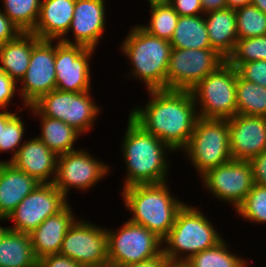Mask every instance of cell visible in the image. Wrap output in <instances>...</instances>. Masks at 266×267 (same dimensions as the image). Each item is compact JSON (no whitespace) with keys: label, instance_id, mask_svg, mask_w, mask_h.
<instances>
[{"label":"cell","instance_id":"cell-30","mask_svg":"<svg viewBox=\"0 0 266 267\" xmlns=\"http://www.w3.org/2000/svg\"><path fill=\"white\" fill-rule=\"evenodd\" d=\"M149 22L140 26L149 34L170 41L177 26L179 14L169 3L148 4Z\"/></svg>","mask_w":266,"mask_h":267},{"label":"cell","instance_id":"cell-19","mask_svg":"<svg viewBox=\"0 0 266 267\" xmlns=\"http://www.w3.org/2000/svg\"><path fill=\"white\" fill-rule=\"evenodd\" d=\"M57 158L58 156L35 135L29 140L25 139L10 163L40 183H53Z\"/></svg>","mask_w":266,"mask_h":267},{"label":"cell","instance_id":"cell-27","mask_svg":"<svg viewBox=\"0 0 266 267\" xmlns=\"http://www.w3.org/2000/svg\"><path fill=\"white\" fill-rule=\"evenodd\" d=\"M170 43L172 49H211L204 14L179 16Z\"/></svg>","mask_w":266,"mask_h":267},{"label":"cell","instance_id":"cell-10","mask_svg":"<svg viewBox=\"0 0 266 267\" xmlns=\"http://www.w3.org/2000/svg\"><path fill=\"white\" fill-rule=\"evenodd\" d=\"M91 154L87 148L59 155L53 184L69 199L72 190L87 192L109 175L112 166ZM105 177V178H104ZM73 188V189H72Z\"/></svg>","mask_w":266,"mask_h":267},{"label":"cell","instance_id":"cell-39","mask_svg":"<svg viewBox=\"0 0 266 267\" xmlns=\"http://www.w3.org/2000/svg\"><path fill=\"white\" fill-rule=\"evenodd\" d=\"M21 30L0 9V45L14 40Z\"/></svg>","mask_w":266,"mask_h":267},{"label":"cell","instance_id":"cell-44","mask_svg":"<svg viewBox=\"0 0 266 267\" xmlns=\"http://www.w3.org/2000/svg\"><path fill=\"white\" fill-rule=\"evenodd\" d=\"M18 106V110L11 112L8 109H0V135H1V125H6V123L19 111L26 110V106L22 104V107Z\"/></svg>","mask_w":266,"mask_h":267},{"label":"cell","instance_id":"cell-12","mask_svg":"<svg viewBox=\"0 0 266 267\" xmlns=\"http://www.w3.org/2000/svg\"><path fill=\"white\" fill-rule=\"evenodd\" d=\"M226 59L214 49H172L167 68V89L191 91Z\"/></svg>","mask_w":266,"mask_h":267},{"label":"cell","instance_id":"cell-3","mask_svg":"<svg viewBox=\"0 0 266 267\" xmlns=\"http://www.w3.org/2000/svg\"><path fill=\"white\" fill-rule=\"evenodd\" d=\"M169 185V181L139 184L120 191L126 211L132 214L128 220L144 226L161 240L167 236L185 204L171 192Z\"/></svg>","mask_w":266,"mask_h":267},{"label":"cell","instance_id":"cell-40","mask_svg":"<svg viewBox=\"0 0 266 267\" xmlns=\"http://www.w3.org/2000/svg\"><path fill=\"white\" fill-rule=\"evenodd\" d=\"M253 170L254 184L266 186V150L250 161Z\"/></svg>","mask_w":266,"mask_h":267},{"label":"cell","instance_id":"cell-1","mask_svg":"<svg viewBox=\"0 0 266 267\" xmlns=\"http://www.w3.org/2000/svg\"><path fill=\"white\" fill-rule=\"evenodd\" d=\"M147 93L146 103L133 105L129 116L174 152L183 151L199 118L191 91L159 89Z\"/></svg>","mask_w":266,"mask_h":267},{"label":"cell","instance_id":"cell-41","mask_svg":"<svg viewBox=\"0 0 266 267\" xmlns=\"http://www.w3.org/2000/svg\"><path fill=\"white\" fill-rule=\"evenodd\" d=\"M38 267H82L76 261L61 254H52L42 257Z\"/></svg>","mask_w":266,"mask_h":267},{"label":"cell","instance_id":"cell-18","mask_svg":"<svg viewBox=\"0 0 266 267\" xmlns=\"http://www.w3.org/2000/svg\"><path fill=\"white\" fill-rule=\"evenodd\" d=\"M227 120L233 160L250 161L266 150V117L236 114Z\"/></svg>","mask_w":266,"mask_h":267},{"label":"cell","instance_id":"cell-42","mask_svg":"<svg viewBox=\"0 0 266 267\" xmlns=\"http://www.w3.org/2000/svg\"><path fill=\"white\" fill-rule=\"evenodd\" d=\"M167 261L168 258L163 253H161L159 256L153 259L144 262L131 263L121 267H165Z\"/></svg>","mask_w":266,"mask_h":267},{"label":"cell","instance_id":"cell-45","mask_svg":"<svg viewBox=\"0 0 266 267\" xmlns=\"http://www.w3.org/2000/svg\"><path fill=\"white\" fill-rule=\"evenodd\" d=\"M7 221L10 222L9 215H1L0 214V222L6 223ZM11 231H12V227L10 225L7 227L0 225V240H2L3 237L7 236Z\"/></svg>","mask_w":266,"mask_h":267},{"label":"cell","instance_id":"cell-34","mask_svg":"<svg viewBox=\"0 0 266 267\" xmlns=\"http://www.w3.org/2000/svg\"><path fill=\"white\" fill-rule=\"evenodd\" d=\"M259 60H266V35L238 39L226 61L237 69L242 63Z\"/></svg>","mask_w":266,"mask_h":267},{"label":"cell","instance_id":"cell-28","mask_svg":"<svg viewBox=\"0 0 266 267\" xmlns=\"http://www.w3.org/2000/svg\"><path fill=\"white\" fill-rule=\"evenodd\" d=\"M228 242L224 238L215 247L200 251L186 262L189 267H249L251 263L242 255L230 250Z\"/></svg>","mask_w":266,"mask_h":267},{"label":"cell","instance_id":"cell-48","mask_svg":"<svg viewBox=\"0 0 266 267\" xmlns=\"http://www.w3.org/2000/svg\"><path fill=\"white\" fill-rule=\"evenodd\" d=\"M165 267H189L187 262L168 260Z\"/></svg>","mask_w":266,"mask_h":267},{"label":"cell","instance_id":"cell-4","mask_svg":"<svg viewBox=\"0 0 266 267\" xmlns=\"http://www.w3.org/2000/svg\"><path fill=\"white\" fill-rule=\"evenodd\" d=\"M120 51L129 61L127 76L140 80L145 90L167 89V68L172 51L170 41L153 36L140 24L129 29Z\"/></svg>","mask_w":266,"mask_h":267},{"label":"cell","instance_id":"cell-8","mask_svg":"<svg viewBox=\"0 0 266 267\" xmlns=\"http://www.w3.org/2000/svg\"><path fill=\"white\" fill-rule=\"evenodd\" d=\"M237 69L227 61L201 80L192 90L198 116L230 119L237 114Z\"/></svg>","mask_w":266,"mask_h":267},{"label":"cell","instance_id":"cell-21","mask_svg":"<svg viewBox=\"0 0 266 267\" xmlns=\"http://www.w3.org/2000/svg\"><path fill=\"white\" fill-rule=\"evenodd\" d=\"M76 0H42L31 31L41 40H61L70 29Z\"/></svg>","mask_w":266,"mask_h":267},{"label":"cell","instance_id":"cell-13","mask_svg":"<svg viewBox=\"0 0 266 267\" xmlns=\"http://www.w3.org/2000/svg\"><path fill=\"white\" fill-rule=\"evenodd\" d=\"M214 200L233 206L236 210L254 186L253 170L249 161L231 160L209 170L200 178Z\"/></svg>","mask_w":266,"mask_h":267},{"label":"cell","instance_id":"cell-36","mask_svg":"<svg viewBox=\"0 0 266 267\" xmlns=\"http://www.w3.org/2000/svg\"><path fill=\"white\" fill-rule=\"evenodd\" d=\"M237 72L244 80L266 87V60L242 63Z\"/></svg>","mask_w":266,"mask_h":267},{"label":"cell","instance_id":"cell-16","mask_svg":"<svg viewBox=\"0 0 266 267\" xmlns=\"http://www.w3.org/2000/svg\"><path fill=\"white\" fill-rule=\"evenodd\" d=\"M96 49L56 40V89L68 92L92 90L91 59Z\"/></svg>","mask_w":266,"mask_h":267},{"label":"cell","instance_id":"cell-43","mask_svg":"<svg viewBox=\"0 0 266 267\" xmlns=\"http://www.w3.org/2000/svg\"><path fill=\"white\" fill-rule=\"evenodd\" d=\"M204 14L213 11L227 8L226 0H201Z\"/></svg>","mask_w":266,"mask_h":267},{"label":"cell","instance_id":"cell-49","mask_svg":"<svg viewBox=\"0 0 266 267\" xmlns=\"http://www.w3.org/2000/svg\"><path fill=\"white\" fill-rule=\"evenodd\" d=\"M170 0H147L146 2H149V4L153 3H168Z\"/></svg>","mask_w":266,"mask_h":267},{"label":"cell","instance_id":"cell-26","mask_svg":"<svg viewBox=\"0 0 266 267\" xmlns=\"http://www.w3.org/2000/svg\"><path fill=\"white\" fill-rule=\"evenodd\" d=\"M31 237L11 231L0 240V267H38Z\"/></svg>","mask_w":266,"mask_h":267},{"label":"cell","instance_id":"cell-20","mask_svg":"<svg viewBox=\"0 0 266 267\" xmlns=\"http://www.w3.org/2000/svg\"><path fill=\"white\" fill-rule=\"evenodd\" d=\"M68 203L57 214L45 219L30 233L34 254L38 260L52 254H59L65 234L78 218Z\"/></svg>","mask_w":266,"mask_h":267},{"label":"cell","instance_id":"cell-23","mask_svg":"<svg viewBox=\"0 0 266 267\" xmlns=\"http://www.w3.org/2000/svg\"><path fill=\"white\" fill-rule=\"evenodd\" d=\"M204 19L211 49L216 50L227 60L238 40L235 9L209 11L204 14Z\"/></svg>","mask_w":266,"mask_h":267},{"label":"cell","instance_id":"cell-17","mask_svg":"<svg viewBox=\"0 0 266 267\" xmlns=\"http://www.w3.org/2000/svg\"><path fill=\"white\" fill-rule=\"evenodd\" d=\"M106 0H76L68 33L60 40L66 44L97 49L107 27ZM72 33L73 39L69 38ZM102 38V39H101Z\"/></svg>","mask_w":266,"mask_h":267},{"label":"cell","instance_id":"cell-7","mask_svg":"<svg viewBox=\"0 0 266 267\" xmlns=\"http://www.w3.org/2000/svg\"><path fill=\"white\" fill-rule=\"evenodd\" d=\"M92 90L68 92L55 89L41 96L32 106L42 115L65 122L82 136L92 131L101 115Z\"/></svg>","mask_w":266,"mask_h":267},{"label":"cell","instance_id":"cell-15","mask_svg":"<svg viewBox=\"0 0 266 267\" xmlns=\"http://www.w3.org/2000/svg\"><path fill=\"white\" fill-rule=\"evenodd\" d=\"M56 40H39L32 49L29 67L18 83L20 103L26 107L56 89Z\"/></svg>","mask_w":266,"mask_h":267},{"label":"cell","instance_id":"cell-31","mask_svg":"<svg viewBox=\"0 0 266 267\" xmlns=\"http://www.w3.org/2000/svg\"><path fill=\"white\" fill-rule=\"evenodd\" d=\"M42 0H2L1 9L21 30L31 32L38 20Z\"/></svg>","mask_w":266,"mask_h":267},{"label":"cell","instance_id":"cell-37","mask_svg":"<svg viewBox=\"0 0 266 267\" xmlns=\"http://www.w3.org/2000/svg\"><path fill=\"white\" fill-rule=\"evenodd\" d=\"M18 84L0 70V109H8L16 94Z\"/></svg>","mask_w":266,"mask_h":267},{"label":"cell","instance_id":"cell-29","mask_svg":"<svg viewBox=\"0 0 266 267\" xmlns=\"http://www.w3.org/2000/svg\"><path fill=\"white\" fill-rule=\"evenodd\" d=\"M237 114L266 117V87L244 80L237 72Z\"/></svg>","mask_w":266,"mask_h":267},{"label":"cell","instance_id":"cell-9","mask_svg":"<svg viewBox=\"0 0 266 267\" xmlns=\"http://www.w3.org/2000/svg\"><path fill=\"white\" fill-rule=\"evenodd\" d=\"M109 267L144 262L162 253V240L142 225L127 221L116 230L106 228Z\"/></svg>","mask_w":266,"mask_h":267},{"label":"cell","instance_id":"cell-47","mask_svg":"<svg viewBox=\"0 0 266 267\" xmlns=\"http://www.w3.org/2000/svg\"><path fill=\"white\" fill-rule=\"evenodd\" d=\"M251 4L266 14V0H252Z\"/></svg>","mask_w":266,"mask_h":267},{"label":"cell","instance_id":"cell-35","mask_svg":"<svg viewBox=\"0 0 266 267\" xmlns=\"http://www.w3.org/2000/svg\"><path fill=\"white\" fill-rule=\"evenodd\" d=\"M20 112H17L6 125H1L0 153H8V151L12 153L10 159L6 160V162H10L17 155L26 136L27 126L24 123V119H22V114H18Z\"/></svg>","mask_w":266,"mask_h":267},{"label":"cell","instance_id":"cell-46","mask_svg":"<svg viewBox=\"0 0 266 267\" xmlns=\"http://www.w3.org/2000/svg\"><path fill=\"white\" fill-rule=\"evenodd\" d=\"M226 1H227V8L235 10L245 5H249L252 2V0H226Z\"/></svg>","mask_w":266,"mask_h":267},{"label":"cell","instance_id":"cell-2","mask_svg":"<svg viewBox=\"0 0 266 267\" xmlns=\"http://www.w3.org/2000/svg\"><path fill=\"white\" fill-rule=\"evenodd\" d=\"M127 119L120 145L125 165L122 189L168 181L172 163L168 156L175 152L153 134L146 132L129 115Z\"/></svg>","mask_w":266,"mask_h":267},{"label":"cell","instance_id":"cell-25","mask_svg":"<svg viewBox=\"0 0 266 267\" xmlns=\"http://www.w3.org/2000/svg\"><path fill=\"white\" fill-rule=\"evenodd\" d=\"M26 110L40 122V134L36 136L57 156L80 149L75 144L82 135L74 128L61 120L42 116L32 105Z\"/></svg>","mask_w":266,"mask_h":267},{"label":"cell","instance_id":"cell-50","mask_svg":"<svg viewBox=\"0 0 266 267\" xmlns=\"http://www.w3.org/2000/svg\"><path fill=\"white\" fill-rule=\"evenodd\" d=\"M4 162H6V160H0V171Z\"/></svg>","mask_w":266,"mask_h":267},{"label":"cell","instance_id":"cell-11","mask_svg":"<svg viewBox=\"0 0 266 267\" xmlns=\"http://www.w3.org/2000/svg\"><path fill=\"white\" fill-rule=\"evenodd\" d=\"M59 254L82 267H109L106 228L82 216L77 218L65 234Z\"/></svg>","mask_w":266,"mask_h":267},{"label":"cell","instance_id":"cell-5","mask_svg":"<svg viewBox=\"0 0 266 267\" xmlns=\"http://www.w3.org/2000/svg\"><path fill=\"white\" fill-rule=\"evenodd\" d=\"M200 207L185 203L162 240V253L172 261L186 262L200 251L215 247L224 237Z\"/></svg>","mask_w":266,"mask_h":267},{"label":"cell","instance_id":"cell-33","mask_svg":"<svg viewBox=\"0 0 266 267\" xmlns=\"http://www.w3.org/2000/svg\"><path fill=\"white\" fill-rule=\"evenodd\" d=\"M239 218L254 224H266V186L256 185L234 211Z\"/></svg>","mask_w":266,"mask_h":267},{"label":"cell","instance_id":"cell-38","mask_svg":"<svg viewBox=\"0 0 266 267\" xmlns=\"http://www.w3.org/2000/svg\"><path fill=\"white\" fill-rule=\"evenodd\" d=\"M168 3L179 16H197L204 14L201 0H170Z\"/></svg>","mask_w":266,"mask_h":267},{"label":"cell","instance_id":"cell-22","mask_svg":"<svg viewBox=\"0 0 266 267\" xmlns=\"http://www.w3.org/2000/svg\"><path fill=\"white\" fill-rule=\"evenodd\" d=\"M39 184L12 163L4 162L0 171V214L9 215Z\"/></svg>","mask_w":266,"mask_h":267},{"label":"cell","instance_id":"cell-14","mask_svg":"<svg viewBox=\"0 0 266 267\" xmlns=\"http://www.w3.org/2000/svg\"><path fill=\"white\" fill-rule=\"evenodd\" d=\"M69 202L53 183H40L9 214L12 231L32 233L45 219L57 214Z\"/></svg>","mask_w":266,"mask_h":267},{"label":"cell","instance_id":"cell-24","mask_svg":"<svg viewBox=\"0 0 266 267\" xmlns=\"http://www.w3.org/2000/svg\"><path fill=\"white\" fill-rule=\"evenodd\" d=\"M40 39L32 32H21L14 40L0 45V70L17 84L29 67L33 46Z\"/></svg>","mask_w":266,"mask_h":267},{"label":"cell","instance_id":"cell-6","mask_svg":"<svg viewBox=\"0 0 266 267\" xmlns=\"http://www.w3.org/2000/svg\"><path fill=\"white\" fill-rule=\"evenodd\" d=\"M182 152L199 178L209 170L231 161L228 120L199 117L189 143Z\"/></svg>","mask_w":266,"mask_h":267},{"label":"cell","instance_id":"cell-32","mask_svg":"<svg viewBox=\"0 0 266 267\" xmlns=\"http://www.w3.org/2000/svg\"><path fill=\"white\" fill-rule=\"evenodd\" d=\"M238 39L259 37L266 35V14L253 4L237 8Z\"/></svg>","mask_w":266,"mask_h":267}]
</instances>
